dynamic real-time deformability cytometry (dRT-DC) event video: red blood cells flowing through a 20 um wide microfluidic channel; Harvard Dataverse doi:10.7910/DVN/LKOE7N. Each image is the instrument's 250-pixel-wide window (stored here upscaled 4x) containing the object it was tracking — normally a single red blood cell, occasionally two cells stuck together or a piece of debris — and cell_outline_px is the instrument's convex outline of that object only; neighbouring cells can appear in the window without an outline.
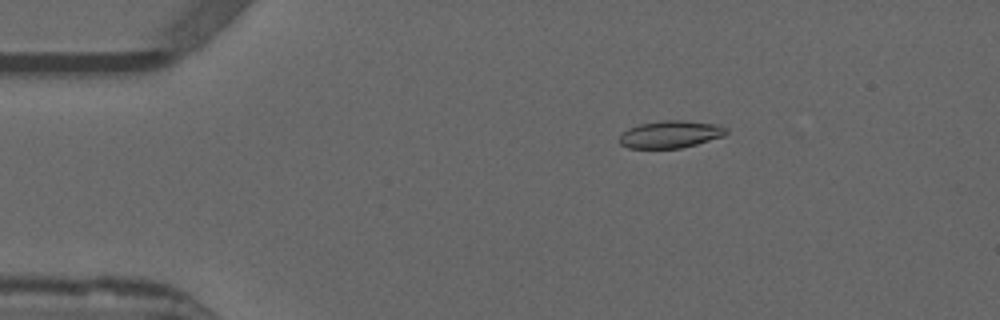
{"species": "common noctule bat (a hibernating species)", "species_latin": "Nyctalus noctula", "temperature_condition": "warm", "stored_images_in_passage": 50, "camera_frame_rate_fps": 3000, "um_per_image_px": 0.085, "animal": {"sex": "male", "forearm_length_mm": 52.5}, "frame": {"image": 1, "passage_image": 6, "time_ms": 1.667, "image_size_px": [1000, 320], "cell_outline_px": [[728, 132], [724, 136], [696, 144], [680, 148], [628, 148], [620, 144], [620, 136], [628, 128], [640, 124], [660, 120], [684, 120], [716, 124], [728, 128]], "centroid_in_image_um": [57.01, 11.41], "position_along_channel_um": 28.0, "area_um2": 16.99}}
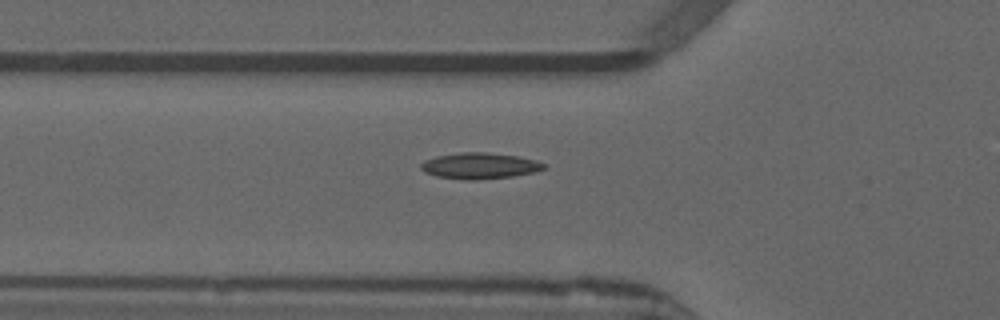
{"frame": {"image": 2, "passage_image": 15, "time_ms": 4.667, "image_size_px": [1000, 320], "cell_outline_px": [[544, 168], [536, 172], [512, 176], [476, 180], [464, 180], [436, 176], [424, 172], [420, 168], [420, 164], [424, 160], [436, 156], [460, 152], [488, 152], [520, 156], [536, 160], [544, 164]], "centroid_in_image_um": [40.75, 14.09], "position_along_channel_um": 85.1, "area_um2": 18.84}}
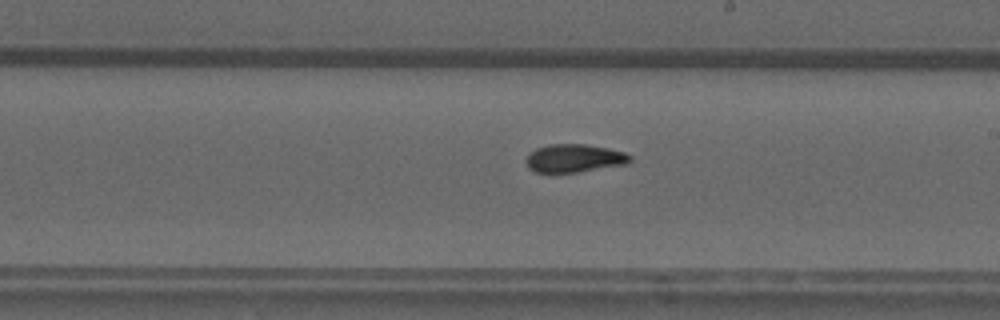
{"frame": {"image": 3, "passage_image": 27, "time_ms": 8.667, "image_size_px": [1000, 320], "cell_outline_px": [[632, 160], [628, 164], [576, 172], [536, 172], [528, 168], [528, 156], [536, 148], [548, 144], [584, 144], [608, 148], [624, 152], [632, 156]], "centroid_in_image_um": [48.87, 13.44], "position_along_channel_um": 240.1, "area_um2": 16.88}, "authors_computed_cell_mechanics": {"area_um2": 16.9065, "velocity_mm_per_s": 3.8803, "shape_relaxation_time_tau1_ms": null, "shape_relaxation_time_tau2_ms": 2.2447, "deformation_change_tau1": null, "deformation_change_tau2": 0.0797}}